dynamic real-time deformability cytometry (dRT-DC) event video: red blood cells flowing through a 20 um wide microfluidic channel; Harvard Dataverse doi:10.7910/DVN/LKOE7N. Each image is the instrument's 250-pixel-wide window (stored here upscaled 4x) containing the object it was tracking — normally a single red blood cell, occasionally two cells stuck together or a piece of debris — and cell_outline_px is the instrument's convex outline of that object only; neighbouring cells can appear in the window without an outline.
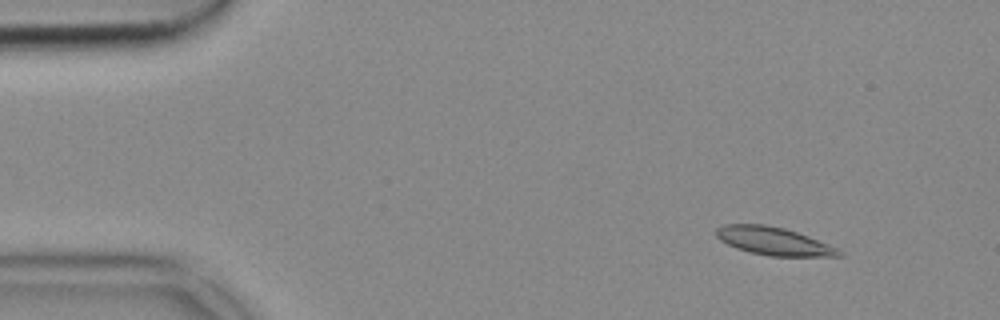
{"species": "common noctule bat (a hibernating species)", "species_latin": "Nyctalus noctula", "temperature_condition": "cold", "stored_images_in_passage": 54, "camera_frame_rate_fps": 3000, "um_per_image_px": 0.085, "animal": {"sex": "female", "body_mass_g": 18.4}, "frame": {"image": 1, "passage_image": 6, "time_ms": 1.667, "image_size_px": [1000, 320], "cell_outline_px": [[844, 256], [768, 256], [736, 248], [720, 240], [716, 236], [716, 228], [724, 224], [764, 224], [784, 228], [808, 236], [828, 244], [844, 252]], "centroid_in_image_um": [65.76, 20.49], "position_along_channel_um": 19.2, "area_um2": 19.88}}
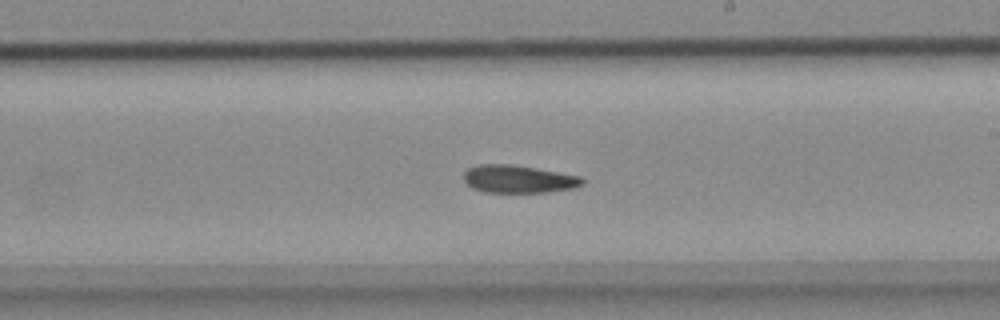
{"frame": {"image": 2, "passage_image": 31, "time_ms": 10.0, "image_size_px": [1000, 320], "cell_outline_px": [[584, 184], [576, 188], [548, 192], [484, 192], [472, 188], [464, 180], [464, 172], [468, 168], [480, 164], [512, 164], [536, 168], [580, 176], [584, 180]], "centroid_in_image_um": [44.08, 15.22], "position_along_channel_um": 244.9, "area_um2": 19.25}}
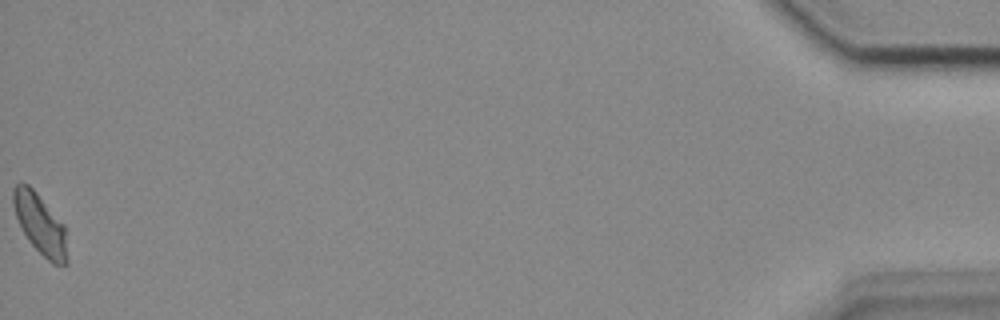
{"frame": {"image": 3, "passage_image": 54, "time_ms": 17.667, "image_size_px": [1000, 320], "cell_outline_px": [[68, 264], [52, 264], [28, 240], [16, 216], [12, 204], [12, 192], [16, 184], [28, 184], [36, 192], [64, 224], [68, 260]], "centroid_in_image_um": [3.42, 19.06], "position_along_channel_um": 431.8, "area_um2": 18.73}}